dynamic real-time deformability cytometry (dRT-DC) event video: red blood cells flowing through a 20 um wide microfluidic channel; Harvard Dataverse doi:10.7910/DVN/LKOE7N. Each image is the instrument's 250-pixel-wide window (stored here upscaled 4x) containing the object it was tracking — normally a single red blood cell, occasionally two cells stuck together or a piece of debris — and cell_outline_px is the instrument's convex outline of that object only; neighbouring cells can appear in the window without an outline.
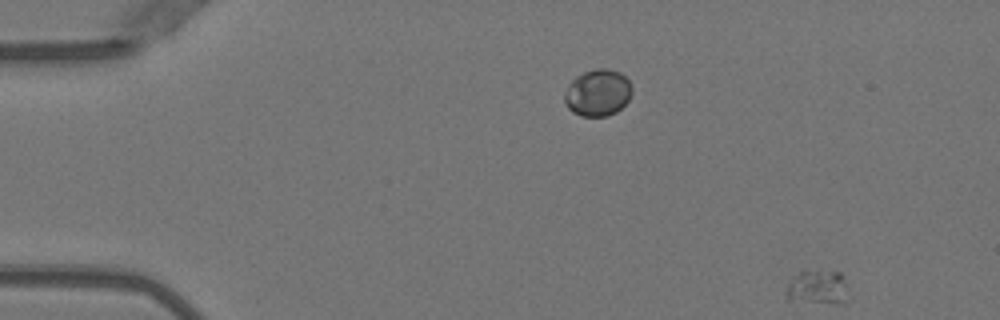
{"species": "Egyptian fruit bat (a non-hibernating species)", "species_latin": "Rousettus aegyptiacus", "temperature_condition": "warm", "stored_images_in_passage": 10, "segment_of_instrument_passage": [2, 2], "camera_frame_rate_fps": 3000, "um_per_image_px": 0.085, "animal": {"sex": "female"}, "frame": {"image": 1, "passage_image": 10, "time_ms": 3.0, "image_size_px": [1000, 320], "cell_outline_px": [[844, 304], [836, 304], [784, 300], [788, 284], [800, 268], [840, 272], [844, 276]], "centroid_in_image_um": [69.4, 24.39], "position_along_channel_um": 15.6, "area_um2": 12.72}}